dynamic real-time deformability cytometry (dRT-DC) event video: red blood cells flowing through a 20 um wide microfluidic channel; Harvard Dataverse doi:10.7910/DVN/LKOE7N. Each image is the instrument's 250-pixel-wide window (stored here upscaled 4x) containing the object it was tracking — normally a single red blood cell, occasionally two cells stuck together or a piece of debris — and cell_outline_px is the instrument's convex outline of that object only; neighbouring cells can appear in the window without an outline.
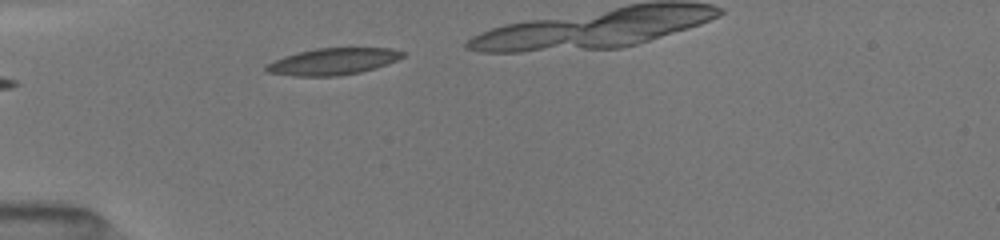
{"species": "common noctule bat (a hibernating species)", "species_latin": "Nyctalus noctula", "temperature_condition": "room temperature", "stored_images_in_passage": 8, "camera_frame_rate_fps": 3000, "um_per_image_px": 0.085, "animal": {"sex": "female", "body_mass_g": 19.5, "forearm_length_mm": 54.1}, "frame": {"image": 1, "passage_image": 1, "time_ms": 0.0, "image_size_px": [1000, 240], "cell_outline_px": [[408, 56], [376, 68], [360, 72], [340, 76], [292, 76], [264, 72], [264, 68], [268, 64], [284, 56], [296, 52], [316, 48], [392, 48], [408, 52]], "centroid_in_image_um": [28.36, 5.22], "position_along_channel_um": 56.6, "area_um2": 21.56}}